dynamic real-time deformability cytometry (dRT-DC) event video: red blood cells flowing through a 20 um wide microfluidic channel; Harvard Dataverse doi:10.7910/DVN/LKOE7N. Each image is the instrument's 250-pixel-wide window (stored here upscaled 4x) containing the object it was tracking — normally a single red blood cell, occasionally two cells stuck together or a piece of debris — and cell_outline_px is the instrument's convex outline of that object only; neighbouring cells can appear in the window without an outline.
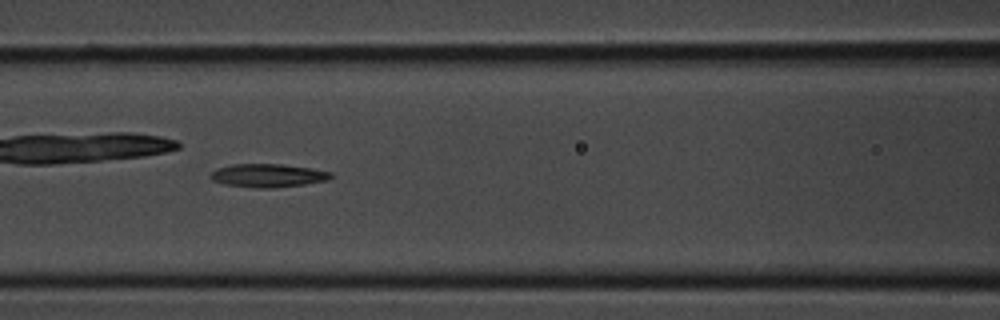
{"species": "common noctule bat (a hibernating species)", "species_latin": "Nyctalus noctula", "temperature_condition": "room temperature", "stored_images_in_passage": 29, "camera_frame_rate_fps": 3000, "um_per_image_px": 0.085, "animal": {"sex": "male", "body_mass_g": 20.1, "forearm_length_mm": 53.5}, "frame": {"image": 1, "passage_image": 7, "time_ms": 2.0, "image_size_px": [1000, 320], "cell_outline_px": [[332, 176], [328, 180], [304, 184], [268, 188], [256, 188], [224, 184], [212, 180], [208, 176], [216, 168], [232, 164], [280, 164], [312, 168], [332, 172]], "centroid_in_image_um": [22.75, 14.91], "position_along_channel_um": 143.9, "area_um2": 16.36}}
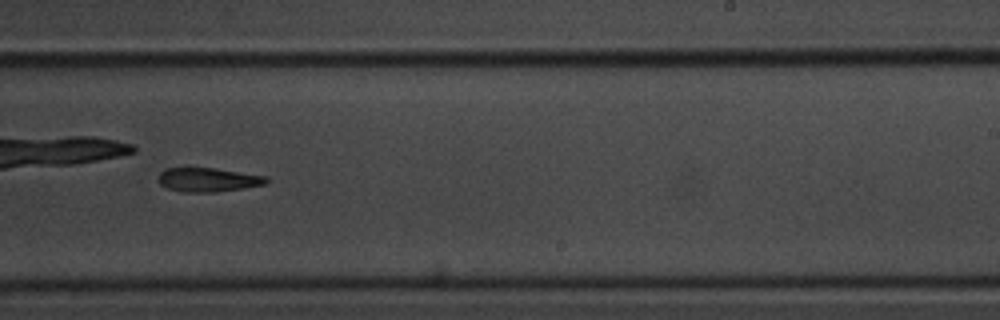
{"frame": {"image": 2, "passage_image": 14, "time_ms": 4.333, "image_size_px": [1000, 320], "cell_outline_px": [[268, 184], [244, 188], [216, 192], [180, 192], [168, 188], [160, 184], [160, 172], [164, 168], [216, 168], [268, 176]], "centroid_in_image_um": [17.74, 15.28], "position_along_channel_um": 271.3, "area_um2": 15.2}}
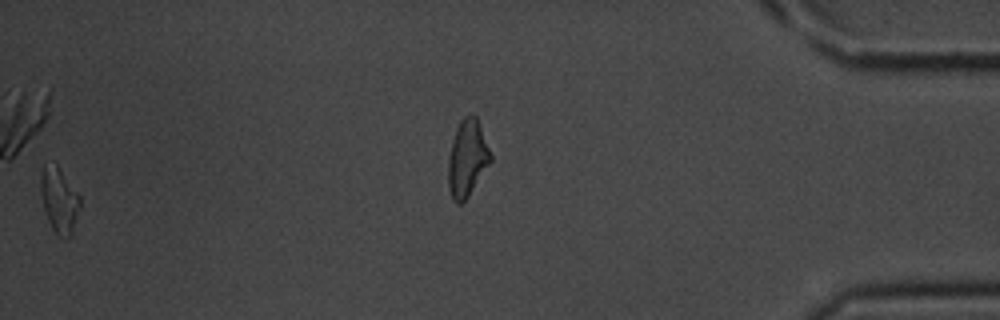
{"frame": {"image": 3, "passage_image": 28, "time_ms": 9.0, "image_size_px": [1000, 320], "cell_outline_px": [[80, 208], [72, 236], [56, 236], [48, 220], [44, 208], [40, 192], [40, 176], [44, 164], [56, 164], [80, 196]], "centroid_in_image_um": [5.03, 17.03], "position_along_channel_um": 430.2, "area_um2": 14.91}}